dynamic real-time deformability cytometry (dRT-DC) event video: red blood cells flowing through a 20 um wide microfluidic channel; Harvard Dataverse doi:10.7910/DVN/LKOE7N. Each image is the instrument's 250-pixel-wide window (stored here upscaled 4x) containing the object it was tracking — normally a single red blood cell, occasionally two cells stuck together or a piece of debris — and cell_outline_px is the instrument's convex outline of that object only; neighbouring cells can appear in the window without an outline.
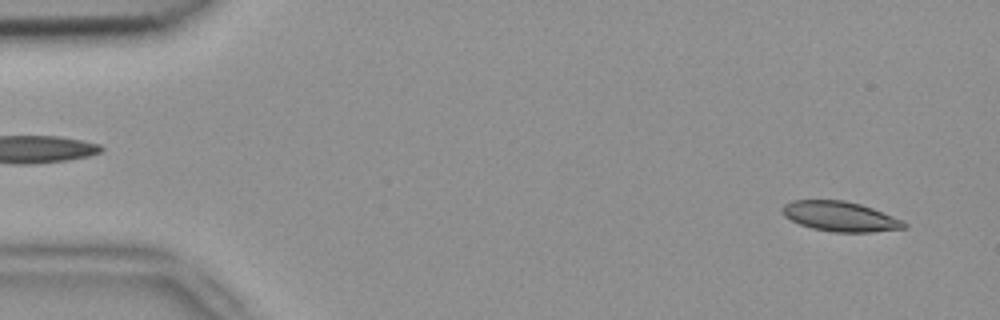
{"species": "common noctule bat (a hibernating species)", "species_latin": "Nyctalus noctula", "temperature_condition": "room temperature", "stored_images_in_passage": 5, "segment_of_instrument_passage": [1, 2], "camera_frame_rate_fps": 3000, "um_per_image_px": 0.085, "animal": {"sex": "female", "body_mass_g": 18.4}, "frame": {"image": 1, "passage_image": 1, "time_ms": 0.0, "image_size_px": [1000, 320], "cell_outline_px": [[908, 228], [872, 232], [836, 232], [812, 228], [800, 224], [784, 216], [780, 208], [784, 204], [792, 200], [844, 200], [860, 204], [872, 208], [904, 220], [908, 224]], "centroid_in_image_um": [71.44, 18.39], "position_along_channel_um": 13.6, "area_um2": 21.33}}
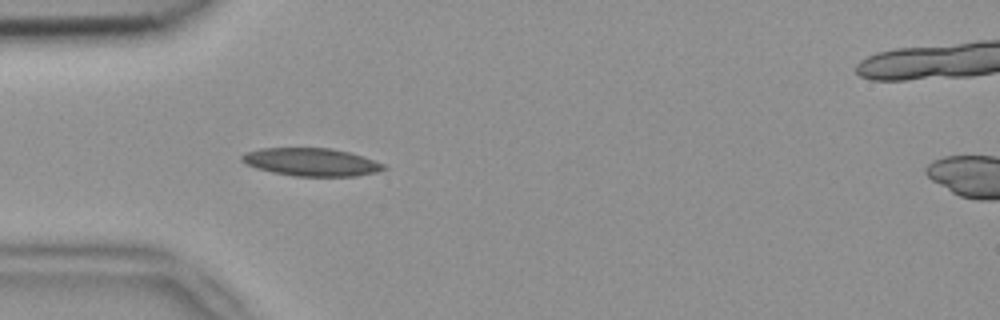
{"frame": {"image": 2, "passage_image": 4, "time_ms": 1.0, "image_size_px": [1000, 320], "cell_outline_px": [[388, 168], [376, 172], [356, 176], [292, 176], [272, 172], [256, 168], [240, 160], [240, 156], [244, 152], [260, 148], [332, 148], [352, 152], [364, 156], [384, 164]], "centroid_in_image_um": [26.46, 13.77], "position_along_channel_um": 58.5, "area_um2": 23.29}}